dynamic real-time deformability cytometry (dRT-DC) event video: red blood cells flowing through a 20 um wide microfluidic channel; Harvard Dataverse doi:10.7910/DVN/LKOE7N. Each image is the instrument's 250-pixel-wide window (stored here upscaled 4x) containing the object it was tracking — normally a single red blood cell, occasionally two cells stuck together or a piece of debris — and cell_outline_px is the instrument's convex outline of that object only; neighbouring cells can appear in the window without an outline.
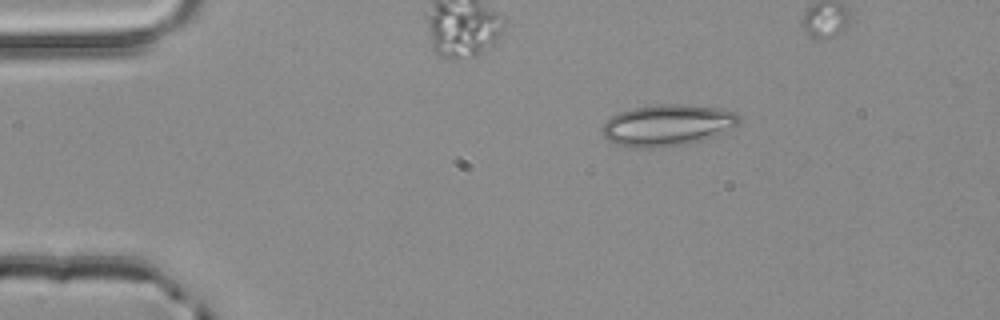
{"species": "common noctule bat (a hibernating species)", "species_latin": "Nyctalus noctula", "temperature_condition": "room temperature", "stored_images_in_passage": 37, "camera_frame_rate_fps": 3000, "um_per_image_px": 0.085, "animal": {"sex": "male", "body_mass_g": 20.4}, "frame": {"image": 1, "passage_image": 1, "time_ms": 0.0, "image_size_px": [1000, 320], "cell_outline_px": [[740, 120], [736, 124], [712, 136], [700, 140], [684, 144], [664, 148], [636, 148], [616, 144], [608, 140], [604, 136], [600, 128], [612, 116], [620, 112], [632, 108], [660, 104], [684, 104], [716, 108], [732, 112]], "centroid_in_image_um": [56.63, 10.65], "position_along_channel_um": 28.4, "area_um2": 32.48}}
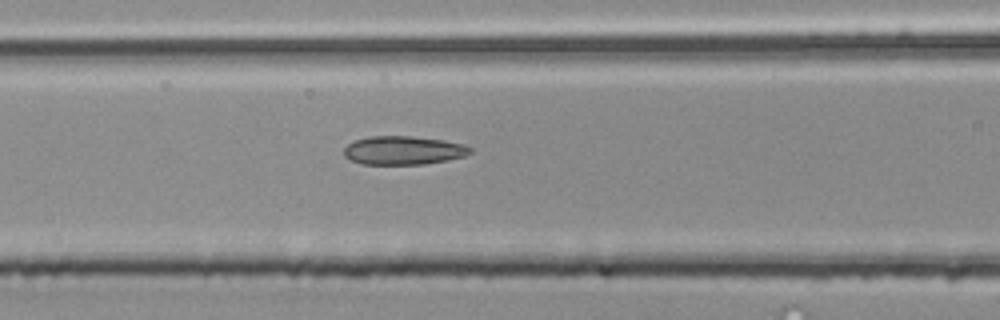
{"frame": {"image": 2, "passage_image": 14, "time_ms": 4.333, "image_size_px": [1000, 320], "cell_outline_px": [[472, 152], [464, 156], [448, 160], [424, 164], [364, 164], [352, 160], [344, 156], [344, 148], [352, 140], [368, 136], [412, 136], [444, 140], [464, 144], [472, 148]], "centroid_in_image_um": [34.29, 12.77], "position_along_channel_um": 132.3, "area_um2": 21.15}}
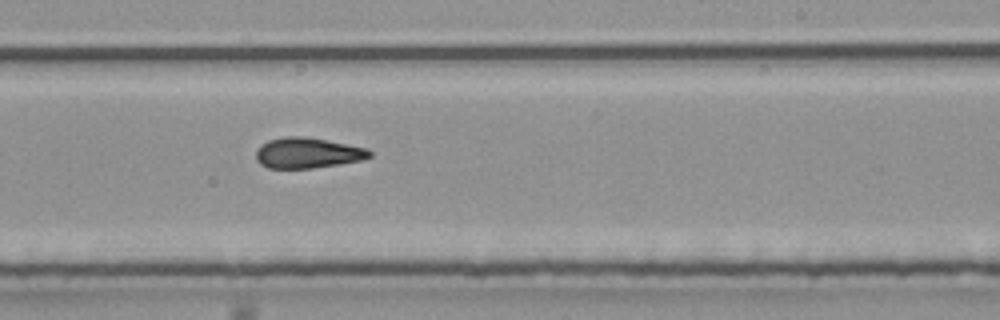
{"frame": {"image": 3, "passage_image": 24, "time_ms": 7.667, "image_size_px": [1000, 320], "cell_outline_px": [[372, 156], [360, 160], [340, 164], [312, 168], [268, 168], [260, 164], [256, 160], [256, 152], [268, 140], [284, 136], [304, 136], [368, 148], [372, 152]], "centroid_in_image_um": [26.16, 13.0], "position_along_channel_um": 262.8, "area_um2": 20.11}}